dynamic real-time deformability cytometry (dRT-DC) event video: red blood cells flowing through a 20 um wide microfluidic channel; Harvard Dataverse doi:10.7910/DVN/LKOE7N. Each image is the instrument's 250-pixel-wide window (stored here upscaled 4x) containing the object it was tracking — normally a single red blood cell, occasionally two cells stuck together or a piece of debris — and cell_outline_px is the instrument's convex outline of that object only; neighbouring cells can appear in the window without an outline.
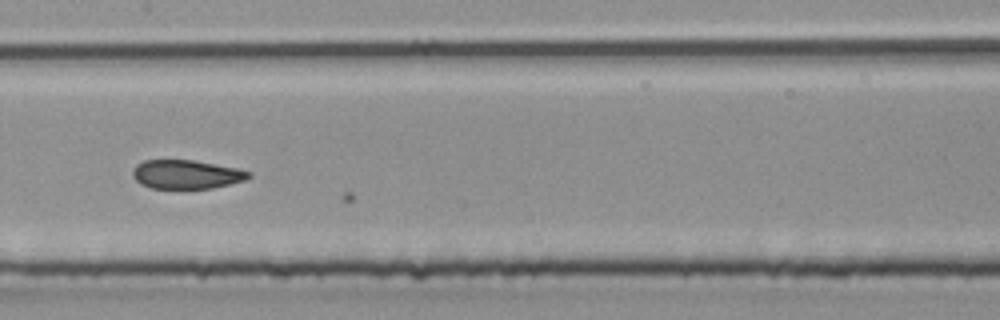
{"species": "common noctule bat (a hibernating species)", "species_latin": "Nyctalus noctula", "temperature_condition": "room temperature", "stored_images_in_passage": 13, "camera_frame_rate_fps": 3000, "um_per_image_px": 0.085, "animal": {"sex": "male", "body_mass_g": 20.4}, "frame": {"image": 1, "passage_image": 12, "time_ms": 3.667, "image_size_px": [1000, 320], "cell_outline_px": [[252, 176], [244, 180], [212, 188], [152, 188], [140, 184], [132, 176], [132, 168], [136, 164], [144, 160], [192, 160], [236, 168], [252, 172]], "centroid_in_image_um": [15.8, 14.82], "position_along_channel_um": 191.6, "area_um2": 19.42}}